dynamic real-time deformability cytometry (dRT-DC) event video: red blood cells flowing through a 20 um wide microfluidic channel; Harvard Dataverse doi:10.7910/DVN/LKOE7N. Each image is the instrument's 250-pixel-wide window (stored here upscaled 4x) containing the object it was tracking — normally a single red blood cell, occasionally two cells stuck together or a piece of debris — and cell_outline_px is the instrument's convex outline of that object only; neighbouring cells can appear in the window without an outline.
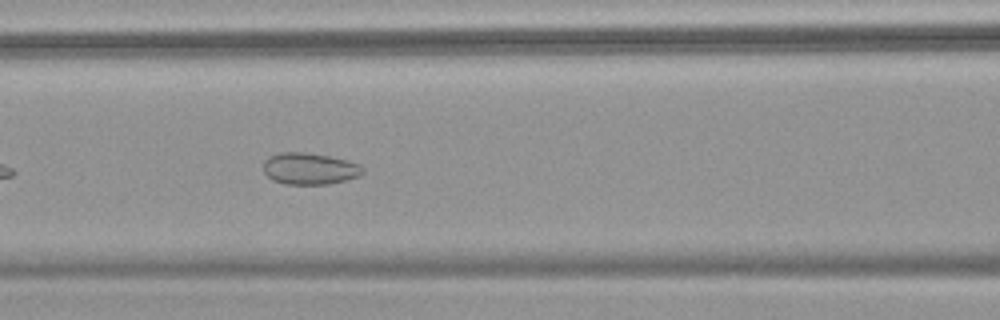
{"species": "common noctule bat (a hibernating species)", "species_latin": "Nyctalus noctula", "temperature_condition": "warm", "stored_images_in_passage": 39, "camera_frame_rate_fps": 3000, "um_per_image_px": 0.085, "animal": {"sex": "female", "body_mass_g": 18.4}, "frame": {"image": 1, "passage_image": 9, "time_ms": 2.667, "image_size_px": [1000, 320], "cell_outline_px": [[364, 172], [360, 176], [328, 184], [284, 184], [272, 180], [264, 172], [264, 160], [268, 156], [280, 152], [304, 152], [328, 156], [348, 160], [360, 164], [364, 168]], "centroid_in_image_um": [26.32, 14.33], "position_along_channel_um": 140.3, "area_um2": 18.44}}
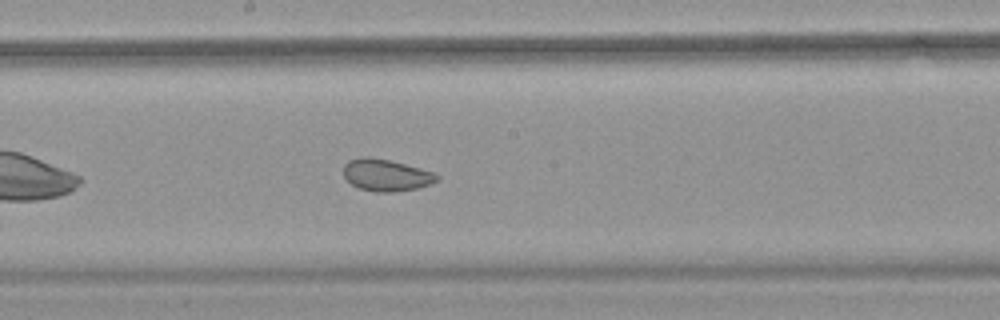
{"frame": {"image": 2, "passage_image": 15, "time_ms": 4.667, "image_size_px": [1000, 320], "cell_outline_px": [[440, 176], [436, 180], [428, 184], [416, 188], [392, 192], [376, 192], [360, 188], [352, 184], [344, 176], [344, 164], [348, 160], [364, 156], [368, 156], [388, 160], [436, 172]], "centroid_in_image_um": [32.81, 14.87], "position_along_channel_um": 215.4, "area_um2": 17.17}}
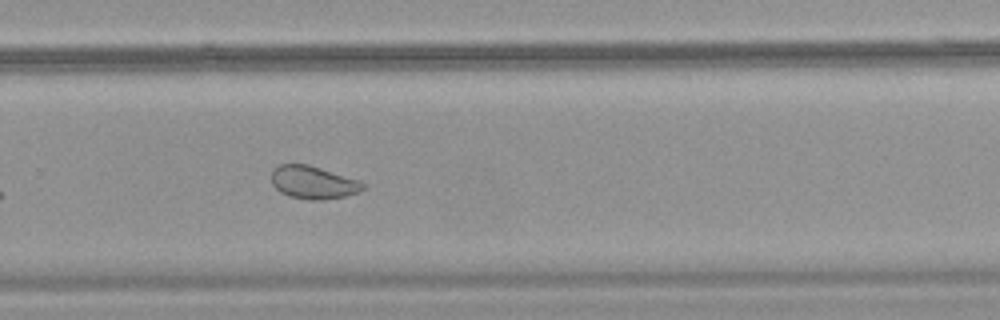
{"frame": {"image": 3, "passage_image": 22, "time_ms": 7.0, "image_size_px": [1000, 320], "cell_outline_px": [[368, 184], [360, 192], [344, 196], [324, 200], [308, 200], [288, 196], [280, 192], [272, 184], [272, 172], [280, 164], [308, 164], [360, 180]], "centroid_in_image_um": [26.66, 15.52], "position_along_channel_um": 303.1, "area_um2": 17.69}, "authors_computed_cell_mechanics": {"area_um2": 18.8428, "velocity_mm_per_s": 3.7771, "shape_relaxation_time_tau1_ms": null, "shape_relaxation_time_tau2_ms": 1.627, "deformation_change_tau1": null, "deformation_change_tau2": 0.0687}}